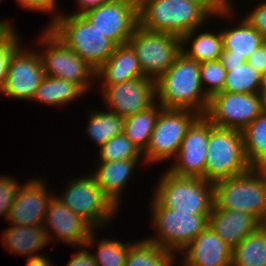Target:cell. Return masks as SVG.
<instances>
[{
  "instance_id": "ab89813d",
  "label": "cell",
  "mask_w": 266,
  "mask_h": 266,
  "mask_svg": "<svg viewBox=\"0 0 266 266\" xmlns=\"http://www.w3.org/2000/svg\"><path fill=\"white\" fill-rule=\"evenodd\" d=\"M20 6H22L24 9L27 8L28 10H33L37 12H55L53 14L52 20L59 14L56 12L58 3L57 0H16ZM55 10V11H54Z\"/></svg>"
},
{
  "instance_id": "f35d334b",
  "label": "cell",
  "mask_w": 266,
  "mask_h": 266,
  "mask_svg": "<svg viewBox=\"0 0 266 266\" xmlns=\"http://www.w3.org/2000/svg\"><path fill=\"white\" fill-rule=\"evenodd\" d=\"M201 2L215 17L230 19L234 14L232 11V0H195ZM230 17V18H229Z\"/></svg>"
},
{
  "instance_id": "d4e9b609",
  "label": "cell",
  "mask_w": 266,
  "mask_h": 266,
  "mask_svg": "<svg viewBox=\"0 0 266 266\" xmlns=\"http://www.w3.org/2000/svg\"><path fill=\"white\" fill-rule=\"evenodd\" d=\"M85 92L76 84L45 75L31 100L51 106L69 104L78 99Z\"/></svg>"
},
{
  "instance_id": "7402d4cb",
  "label": "cell",
  "mask_w": 266,
  "mask_h": 266,
  "mask_svg": "<svg viewBox=\"0 0 266 266\" xmlns=\"http://www.w3.org/2000/svg\"><path fill=\"white\" fill-rule=\"evenodd\" d=\"M141 161V159L100 161L97 170L91 173L102 192L118 209L122 190Z\"/></svg>"
},
{
  "instance_id": "60d3db41",
  "label": "cell",
  "mask_w": 266,
  "mask_h": 266,
  "mask_svg": "<svg viewBox=\"0 0 266 266\" xmlns=\"http://www.w3.org/2000/svg\"><path fill=\"white\" fill-rule=\"evenodd\" d=\"M84 247L80 246V251L74 253L67 266H97L93 253L87 251V248L81 250Z\"/></svg>"
},
{
  "instance_id": "d6986e66",
  "label": "cell",
  "mask_w": 266,
  "mask_h": 266,
  "mask_svg": "<svg viewBox=\"0 0 266 266\" xmlns=\"http://www.w3.org/2000/svg\"><path fill=\"white\" fill-rule=\"evenodd\" d=\"M232 251L217 234L207 226L182 251L183 266H231Z\"/></svg>"
},
{
  "instance_id": "e575fe53",
  "label": "cell",
  "mask_w": 266,
  "mask_h": 266,
  "mask_svg": "<svg viewBox=\"0 0 266 266\" xmlns=\"http://www.w3.org/2000/svg\"><path fill=\"white\" fill-rule=\"evenodd\" d=\"M199 70L201 85L209 99L214 94L222 92L227 71L219 60L202 62Z\"/></svg>"
},
{
  "instance_id": "7bdbcfd3",
  "label": "cell",
  "mask_w": 266,
  "mask_h": 266,
  "mask_svg": "<svg viewBox=\"0 0 266 266\" xmlns=\"http://www.w3.org/2000/svg\"><path fill=\"white\" fill-rule=\"evenodd\" d=\"M219 61L221 62L223 67H236L247 62L245 57L229 56L228 50H222Z\"/></svg>"
},
{
  "instance_id": "4316f807",
  "label": "cell",
  "mask_w": 266,
  "mask_h": 266,
  "mask_svg": "<svg viewBox=\"0 0 266 266\" xmlns=\"http://www.w3.org/2000/svg\"><path fill=\"white\" fill-rule=\"evenodd\" d=\"M162 108L163 106L156 101L146 110L124 118L123 133L142 153L147 149Z\"/></svg>"
},
{
  "instance_id": "ac0fdd59",
  "label": "cell",
  "mask_w": 266,
  "mask_h": 266,
  "mask_svg": "<svg viewBox=\"0 0 266 266\" xmlns=\"http://www.w3.org/2000/svg\"><path fill=\"white\" fill-rule=\"evenodd\" d=\"M46 183L40 178H30L18 188L10 207L7 220L15 226H41L44 223L48 204L53 198Z\"/></svg>"
},
{
  "instance_id": "6da1fadb",
  "label": "cell",
  "mask_w": 266,
  "mask_h": 266,
  "mask_svg": "<svg viewBox=\"0 0 266 266\" xmlns=\"http://www.w3.org/2000/svg\"><path fill=\"white\" fill-rule=\"evenodd\" d=\"M200 63L182 51L174 63L155 81L156 101L163 108L191 110L205 115L209 98L200 80Z\"/></svg>"
},
{
  "instance_id": "44dd1931",
  "label": "cell",
  "mask_w": 266,
  "mask_h": 266,
  "mask_svg": "<svg viewBox=\"0 0 266 266\" xmlns=\"http://www.w3.org/2000/svg\"><path fill=\"white\" fill-rule=\"evenodd\" d=\"M139 77L142 73L136 52L129 43L116 45L113 53L96 70V79L102 82L101 86H110L126 82Z\"/></svg>"
},
{
  "instance_id": "bcb514c9",
  "label": "cell",
  "mask_w": 266,
  "mask_h": 266,
  "mask_svg": "<svg viewBox=\"0 0 266 266\" xmlns=\"http://www.w3.org/2000/svg\"><path fill=\"white\" fill-rule=\"evenodd\" d=\"M257 94L259 97L261 112L266 114V88H259Z\"/></svg>"
},
{
  "instance_id": "484cf974",
  "label": "cell",
  "mask_w": 266,
  "mask_h": 266,
  "mask_svg": "<svg viewBox=\"0 0 266 266\" xmlns=\"http://www.w3.org/2000/svg\"><path fill=\"white\" fill-rule=\"evenodd\" d=\"M196 30L197 29H194L188 32L181 38V51L188 57L195 59L198 63L219 60L223 49L220 31L217 32L218 34H216V32L210 33V31H204L195 36V34H197ZM188 42L191 43H189L191 46L189 49L186 47Z\"/></svg>"
},
{
  "instance_id": "1f68e13d",
  "label": "cell",
  "mask_w": 266,
  "mask_h": 266,
  "mask_svg": "<svg viewBox=\"0 0 266 266\" xmlns=\"http://www.w3.org/2000/svg\"><path fill=\"white\" fill-rule=\"evenodd\" d=\"M96 232L92 231L85 247L98 243L96 253H93L97 266H125L126 257L132 242H124L102 238L100 241L95 238ZM97 240V241H95Z\"/></svg>"
},
{
  "instance_id": "f546056e",
  "label": "cell",
  "mask_w": 266,
  "mask_h": 266,
  "mask_svg": "<svg viewBox=\"0 0 266 266\" xmlns=\"http://www.w3.org/2000/svg\"><path fill=\"white\" fill-rule=\"evenodd\" d=\"M231 266H266V230L258 228L233 249Z\"/></svg>"
},
{
  "instance_id": "ba28073f",
  "label": "cell",
  "mask_w": 266,
  "mask_h": 266,
  "mask_svg": "<svg viewBox=\"0 0 266 266\" xmlns=\"http://www.w3.org/2000/svg\"><path fill=\"white\" fill-rule=\"evenodd\" d=\"M155 237L146 238L162 249L180 253L208 226L210 214L183 213L164 207L154 196L150 202Z\"/></svg>"
},
{
  "instance_id": "836d02e7",
  "label": "cell",
  "mask_w": 266,
  "mask_h": 266,
  "mask_svg": "<svg viewBox=\"0 0 266 266\" xmlns=\"http://www.w3.org/2000/svg\"><path fill=\"white\" fill-rule=\"evenodd\" d=\"M98 161L140 159L143 153L124 133L112 137L99 150Z\"/></svg>"
},
{
  "instance_id": "4fadbf2b",
  "label": "cell",
  "mask_w": 266,
  "mask_h": 266,
  "mask_svg": "<svg viewBox=\"0 0 266 266\" xmlns=\"http://www.w3.org/2000/svg\"><path fill=\"white\" fill-rule=\"evenodd\" d=\"M82 15L116 45L126 44L139 25L138 0H113Z\"/></svg>"
},
{
  "instance_id": "4dcf8cb0",
  "label": "cell",
  "mask_w": 266,
  "mask_h": 266,
  "mask_svg": "<svg viewBox=\"0 0 266 266\" xmlns=\"http://www.w3.org/2000/svg\"><path fill=\"white\" fill-rule=\"evenodd\" d=\"M88 117L86 133L100 147L123 133L124 118L112 111H93Z\"/></svg>"
},
{
  "instance_id": "b9f144b4",
  "label": "cell",
  "mask_w": 266,
  "mask_h": 266,
  "mask_svg": "<svg viewBox=\"0 0 266 266\" xmlns=\"http://www.w3.org/2000/svg\"><path fill=\"white\" fill-rule=\"evenodd\" d=\"M249 65H251L259 73H263L266 70V53L263 45L257 48L247 59Z\"/></svg>"
},
{
  "instance_id": "8fae6325",
  "label": "cell",
  "mask_w": 266,
  "mask_h": 266,
  "mask_svg": "<svg viewBox=\"0 0 266 266\" xmlns=\"http://www.w3.org/2000/svg\"><path fill=\"white\" fill-rule=\"evenodd\" d=\"M199 116L191 110L162 108L143 152V162L150 165L175 158L188 128Z\"/></svg>"
},
{
  "instance_id": "603a6c76",
  "label": "cell",
  "mask_w": 266,
  "mask_h": 266,
  "mask_svg": "<svg viewBox=\"0 0 266 266\" xmlns=\"http://www.w3.org/2000/svg\"><path fill=\"white\" fill-rule=\"evenodd\" d=\"M4 248L17 255H37V250L44 248L49 242L46 230L41 226L11 225L3 231L1 237Z\"/></svg>"
},
{
  "instance_id": "ee69618b",
  "label": "cell",
  "mask_w": 266,
  "mask_h": 266,
  "mask_svg": "<svg viewBox=\"0 0 266 266\" xmlns=\"http://www.w3.org/2000/svg\"><path fill=\"white\" fill-rule=\"evenodd\" d=\"M111 1H113V0H76V2L78 4V6H77L78 12L76 11V12H74V14H82L89 9L98 7L101 4L108 3Z\"/></svg>"
},
{
  "instance_id": "83f0119b",
  "label": "cell",
  "mask_w": 266,
  "mask_h": 266,
  "mask_svg": "<svg viewBox=\"0 0 266 266\" xmlns=\"http://www.w3.org/2000/svg\"><path fill=\"white\" fill-rule=\"evenodd\" d=\"M246 158L252 167L266 168V114L260 113L242 130Z\"/></svg>"
},
{
  "instance_id": "8d00e7d4",
  "label": "cell",
  "mask_w": 266,
  "mask_h": 266,
  "mask_svg": "<svg viewBox=\"0 0 266 266\" xmlns=\"http://www.w3.org/2000/svg\"><path fill=\"white\" fill-rule=\"evenodd\" d=\"M20 183L6 175L0 176V216L7 219L10 207L14 202Z\"/></svg>"
},
{
  "instance_id": "cb8c5ba5",
  "label": "cell",
  "mask_w": 266,
  "mask_h": 266,
  "mask_svg": "<svg viewBox=\"0 0 266 266\" xmlns=\"http://www.w3.org/2000/svg\"><path fill=\"white\" fill-rule=\"evenodd\" d=\"M222 36V50H228L229 56L245 57L262 46L264 37L244 18L241 23L220 31Z\"/></svg>"
},
{
  "instance_id": "c3c4849f",
  "label": "cell",
  "mask_w": 266,
  "mask_h": 266,
  "mask_svg": "<svg viewBox=\"0 0 266 266\" xmlns=\"http://www.w3.org/2000/svg\"><path fill=\"white\" fill-rule=\"evenodd\" d=\"M260 88H266V70L261 74Z\"/></svg>"
},
{
  "instance_id": "30bf717a",
  "label": "cell",
  "mask_w": 266,
  "mask_h": 266,
  "mask_svg": "<svg viewBox=\"0 0 266 266\" xmlns=\"http://www.w3.org/2000/svg\"><path fill=\"white\" fill-rule=\"evenodd\" d=\"M128 43L136 52L145 77L157 80L181 52V38L169 33L151 32L138 25Z\"/></svg>"
},
{
  "instance_id": "f1b7e54d",
  "label": "cell",
  "mask_w": 266,
  "mask_h": 266,
  "mask_svg": "<svg viewBox=\"0 0 266 266\" xmlns=\"http://www.w3.org/2000/svg\"><path fill=\"white\" fill-rule=\"evenodd\" d=\"M175 254L144 238L130 245L125 266H173Z\"/></svg>"
},
{
  "instance_id": "2e32d148",
  "label": "cell",
  "mask_w": 266,
  "mask_h": 266,
  "mask_svg": "<svg viewBox=\"0 0 266 266\" xmlns=\"http://www.w3.org/2000/svg\"><path fill=\"white\" fill-rule=\"evenodd\" d=\"M209 120L199 116L188 128L181 142L175 165L169 171L179 176L197 177L205 180V165L208 156Z\"/></svg>"
},
{
  "instance_id": "9a60e30c",
  "label": "cell",
  "mask_w": 266,
  "mask_h": 266,
  "mask_svg": "<svg viewBox=\"0 0 266 266\" xmlns=\"http://www.w3.org/2000/svg\"><path fill=\"white\" fill-rule=\"evenodd\" d=\"M44 77L39 53L21 46L12 56L5 85L0 93L10 98L31 101Z\"/></svg>"
},
{
  "instance_id": "e0dca14e",
  "label": "cell",
  "mask_w": 266,
  "mask_h": 266,
  "mask_svg": "<svg viewBox=\"0 0 266 266\" xmlns=\"http://www.w3.org/2000/svg\"><path fill=\"white\" fill-rule=\"evenodd\" d=\"M43 226L49 242L55 238L71 246H85L94 229L81 216L75 214L55 195L50 200L44 217ZM54 235V236H53Z\"/></svg>"
},
{
  "instance_id": "f6af8a7d",
  "label": "cell",
  "mask_w": 266,
  "mask_h": 266,
  "mask_svg": "<svg viewBox=\"0 0 266 266\" xmlns=\"http://www.w3.org/2000/svg\"><path fill=\"white\" fill-rule=\"evenodd\" d=\"M52 262L44 255H32L27 258L26 266H53Z\"/></svg>"
},
{
  "instance_id": "d6a6232c",
  "label": "cell",
  "mask_w": 266,
  "mask_h": 266,
  "mask_svg": "<svg viewBox=\"0 0 266 266\" xmlns=\"http://www.w3.org/2000/svg\"><path fill=\"white\" fill-rule=\"evenodd\" d=\"M227 71L222 91L235 93H257L261 84V73L248 62L236 67H224Z\"/></svg>"
},
{
  "instance_id": "7a4b0ae2",
  "label": "cell",
  "mask_w": 266,
  "mask_h": 266,
  "mask_svg": "<svg viewBox=\"0 0 266 266\" xmlns=\"http://www.w3.org/2000/svg\"><path fill=\"white\" fill-rule=\"evenodd\" d=\"M138 16L143 29L182 38L201 29L213 14L195 0H138Z\"/></svg>"
},
{
  "instance_id": "5bb4252c",
  "label": "cell",
  "mask_w": 266,
  "mask_h": 266,
  "mask_svg": "<svg viewBox=\"0 0 266 266\" xmlns=\"http://www.w3.org/2000/svg\"><path fill=\"white\" fill-rule=\"evenodd\" d=\"M101 87L109 110L123 118L144 111L156 102L155 80L147 77Z\"/></svg>"
},
{
  "instance_id": "9c48e42d",
  "label": "cell",
  "mask_w": 266,
  "mask_h": 266,
  "mask_svg": "<svg viewBox=\"0 0 266 266\" xmlns=\"http://www.w3.org/2000/svg\"><path fill=\"white\" fill-rule=\"evenodd\" d=\"M68 181L63 195H55L75 214L81 216L94 229L114 220L118 208L102 192L91 174ZM113 218V219H112Z\"/></svg>"
},
{
  "instance_id": "52a82bcc",
  "label": "cell",
  "mask_w": 266,
  "mask_h": 266,
  "mask_svg": "<svg viewBox=\"0 0 266 266\" xmlns=\"http://www.w3.org/2000/svg\"><path fill=\"white\" fill-rule=\"evenodd\" d=\"M38 41L43 46L38 52L45 75L57 77L78 85L84 92L91 89L96 80V70L73 52L48 27L44 28ZM92 80V81H91Z\"/></svg>"
},
{
  "instance_id": "74e56055",
  "label": "cell",
  "mask_w": 266,
  "mask_h": 266,
  "mask_svg": "<svg viewBox=\"0 0 266 266\" xmlns=\"http://www.w3.org/2000/svg\"><path fill=\"white\" fill-rule=\"evenodd\" d=\"M245 19L263 36L266 37V0L251 10Z\"/></svg>"
},
{
  "instance_id": "d590c367",
  "label": "cell",
  "mask_w": 266,
  "mask_h": 266,
  "mask_svg": "<svg viewBox=\"0 0 266 266\" xmlns=\"http://www.w3.org/2000/svg\"><path fill=\"white\" fill-rule=\"evenodd\" d=\"M21 45L20 37L14 31L13 26H2L0 28V92L5 85L12 56Z\"/></svg>"
},
{
  "instance_id": "7c38bea8",
  "label": "cell",
  "mask_w": 266,
  "mask_h": 266,
  "mask_svg": "<svg viewBox=\"0 0 266 266\" xmlns=\"http://www.w3.org/2000/svg\"><path fill=\"white\" fill-rule=\"evenodd\" d=\"M261 113L257 93L222 91L209 99L204 115L214 126L242 131Z\"/></svg>"
},
{
  "instance_id": "681fc988",
  "label": "cell",
  "mask_w": 266,
  "mask_h": 266,
  "mask_svg": "<svg viewBox=\"0 0 266 266\" xmlns=\"http://www.w3.org/2000/svg\"><path fill=\"white\" fill-rule=\"evenodd\" d=\"M262 45H263L265 53H266V37H264Z\"/></svg>"
},
{
  "instance_id": "277c9868",
  "label": "cell",
  "mask_w": 266,
  "mask_h": 266,
  "mask_svg": "<svg viewBox=\"0 0 266 266\" xmlns=\"http://www.w3.org/2000/svg\"><path fill=\"white\" fill-rule=\"evenodd\" d=\"M153 196L166 208L183 213L210 214L214 205L213 183L179 176L166 170Z\"/></svg>"
},
{
  "instance_id": "8992f818",
  "label": "cell",
  "mask_w": 266,
  "mask_h": 266,
  "mask_svg": "<svg viewBox=\"0 0 266 266\" xmlns=\"http://www.w3.org/2000/svg\"><path fill=\"white\" fill-rule=\"evenodd\" d=\"M214 204L260 218L266 205V168L252 167L242 175L213 183Z\"/></svg>"
},
{
  "instance_id": "7dc6e473",
  "label": "cell",
  "mask_w": 266,
  "mask_h": 266,
  "mask_svg": "<svg viewBox=\"0 0 266 266\" xmlns=\"http://www.w3.org/2000/svg\"><path fill=\"white\" fill-rule=\"evenodd\" d=\"M258 228L262 230H266V205L264 206L263 212L258 219Z\"/></svg>"
},
{
  "instance_id": "ffe728a7",
  "label": "cell",
  "mask_w": 266,
  "mask_h": 266,
  "mask_svg": "<svg viewBox=\"0 0 266 266\" xmlns=\"http://www.w3.org/2000/svg\"><path fill=\"white\" fill-rule=\"evenodd\" d=\"M208 226L232 249L258 229V219L241 211L221 209L215 204L208 217Z\"/></svg>"
},
{
  "instance_id": "5b68a950",
  "label": "cell",
  "mask_w": 266,
  "mask_h": 266,
  "mask_svg": "<svg viewBox=\"0 0 266 266\" xmlns=\"http://www.w3.org/2000/svg\"><path fill=\"white\" fill-rule=\"evenodd\" d=\"M205 180L215 183L242 175L252 168L244 150L242 131L220 128L209 121Z\"/></svg>"
},
{
  "instance_id": "3957f363",
  "label": "cell",
  "mask_w": 266,
  "mask_h": 266,
  "mask_svg": "<svg viewBox=\"0 0 266 266\" xmlns=\"http://www.w3.org/2000/svg\"><path fill=\"white\" fill-rule=\"evenodd\" d=\"M48 28L73 52L97 70L113 53L116 44L94 27L82 14L61 12Z\"/></svg>"
}]
</instances>
